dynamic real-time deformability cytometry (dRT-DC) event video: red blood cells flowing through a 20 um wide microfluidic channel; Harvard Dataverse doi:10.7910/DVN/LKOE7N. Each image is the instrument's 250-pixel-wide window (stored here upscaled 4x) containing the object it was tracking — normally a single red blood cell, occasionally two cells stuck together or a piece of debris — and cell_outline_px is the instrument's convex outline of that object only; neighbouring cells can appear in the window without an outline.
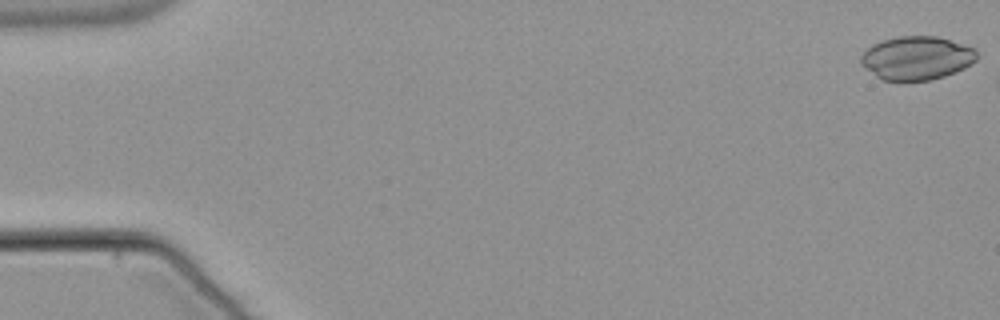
{"species": "common noctule bat (a hibernating species)", "species_latin": "Nyctalus noctula", "temperature_condition": "warm", "stored_images_in_passage": 10, "camera_frame_rate_fps": 3000, "um_per_image_px": 0.085, "animal": {"sex": "male", "body_mass_g": 21.5, "forearm_length_mm": 52.0}, "frame": {"image": 1, "passage_image": 1, "time_ms": 0.0, "image_size_px": [1000, 320], "cell_outline_px": [[976, 60], [972, 64], [964, 68], [944, 76], [928, 80], [908, 84], [900, 84], [884, 80], [876, 76], [860, 64], [860, 56], [872, 44], [884, 40], [900, 36], [936, 36], [964, 44], [976, 48]], "centroid_in_image_um": [77.9, 4.97], "position_along_channel_um": 7.1, "area_um2": 30.0}}